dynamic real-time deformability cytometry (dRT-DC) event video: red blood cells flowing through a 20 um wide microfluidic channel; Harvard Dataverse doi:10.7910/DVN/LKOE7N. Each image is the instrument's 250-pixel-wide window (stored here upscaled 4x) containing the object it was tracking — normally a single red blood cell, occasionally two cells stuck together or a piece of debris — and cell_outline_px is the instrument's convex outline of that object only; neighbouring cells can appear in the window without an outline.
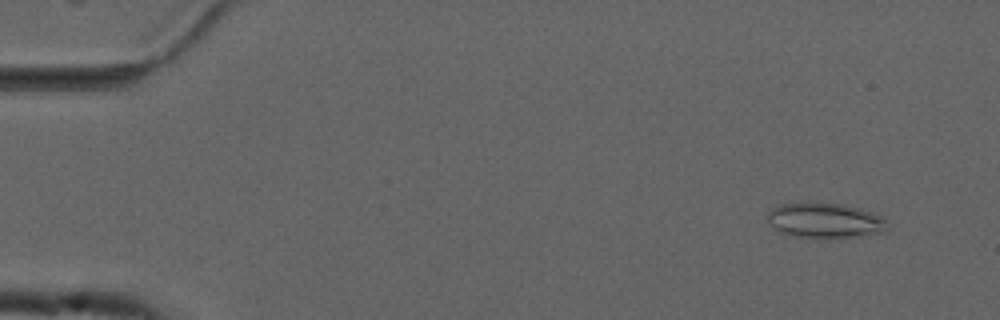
{"species": "common noctule bat (a hibernating species)", "species_latin": "Nyctalus noctula", "temperature_condition": "cold", "stored_images_in_passage": 11, "camera_frame_rate_fps": 3000, "um_per_image_px": 0.085, "animal": {"sex": "male", "forearm_length_mm": 52.5}, "frame": {"image": 1, "passage_image": 4, "time_ms": 1.0, "image_size_px": [1000, 320], "cell_outline_px": [[888, 228], [884, 232], [860, 236], [812, 240], [792, 236], [780, 232], [768, 220], [768, 212], [772, 208], [780, 204], [808, 200], [840, 204], [860, 208], [884, 216]], "centroid_in_image_um": [70.12, 18.74], "position_along_channel_um": 14.9, "area_um2": 25.55}}